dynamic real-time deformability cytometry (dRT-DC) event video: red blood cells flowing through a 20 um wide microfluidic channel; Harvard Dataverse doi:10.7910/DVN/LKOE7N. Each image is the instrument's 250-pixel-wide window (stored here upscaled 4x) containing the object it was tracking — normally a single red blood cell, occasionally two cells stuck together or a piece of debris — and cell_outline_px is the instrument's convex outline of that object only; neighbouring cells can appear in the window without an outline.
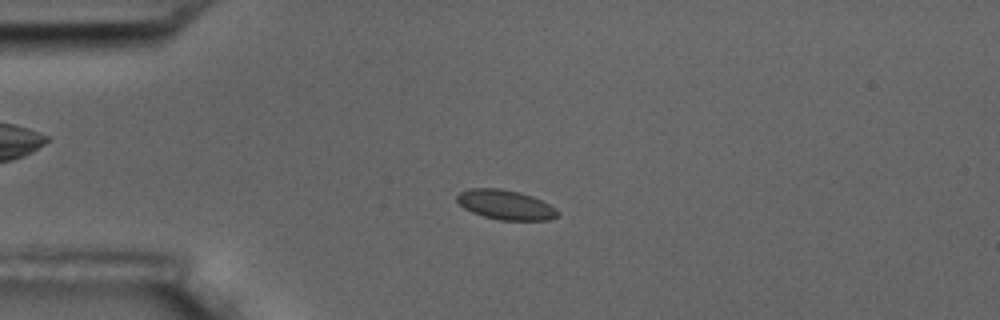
{"species": "common noctule bat (a hibernating species)", "species_latin": "Nyctalus noctula", "temperature_condition": "room temperature", "stored_images_in_passage": 6, "camera_frame_rate_fps": 3000, "um_per_image_px": 0.085, "animal": {"sex": "male", "body_mass_g": 17.5, "forearm_length_mm": 52.3}, "frame": {"image": 1, "passage_image": 4, "time_ms": 3.333, "image_size_px": [1000, 320], "cell_outline_px": [[560, 212], [556, 216], [548, 220], [500, 220], [484, 216], [472, 212], [464, 208], [456, 200], [456, 196], [460, 192], [468, 188], [500, 188], [520, 192], [532, 196], [556, 208]], "centroid_in_image_um": [42.95, 17.4], "position_along_channel_um": 42.0, "area_um2": 17.34}}